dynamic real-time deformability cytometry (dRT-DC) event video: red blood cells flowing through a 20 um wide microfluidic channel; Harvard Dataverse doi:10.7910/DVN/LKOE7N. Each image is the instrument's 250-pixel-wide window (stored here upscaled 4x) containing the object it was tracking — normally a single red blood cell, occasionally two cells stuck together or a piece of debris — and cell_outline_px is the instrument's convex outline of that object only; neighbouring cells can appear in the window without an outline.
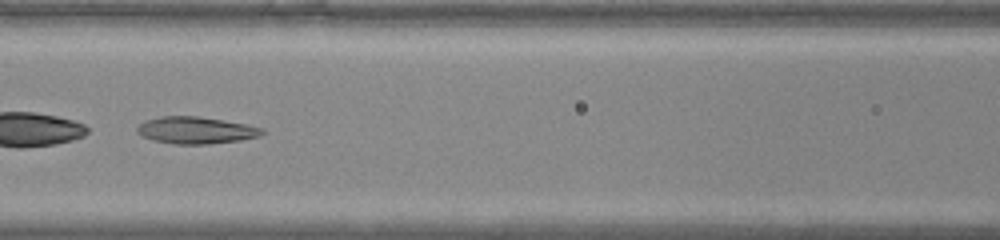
{"species": "common noctule bat (a hibernating species)", "species_latin": "Nyctalus noctula", "temperature_condition": "warm", "stored_images_in_passage": 35, "camera_frame_rate_fps": 3000, "um_per_image_px": 0.085, "animal": {"sex": "male", "body_mass_g": 20.0, "forearm_length_mm": 53.3}, "frame": {"image": 1, "passage_image": 11, "time_ms": 3.333, "image_size_px": [1000, 240], "cell_outline_px": [[264, 132], [260, 136], [240, 140], [208, 144], [172, 144], [152, 140], [140, 136], [136, 132], [136, 128], [140, 124], [148, 120], [160, 116], [196, 116], [248, 124], [264, 128]], "centroid_in_image_um": [16.64, 11.08], "position_along_channel_um": 150.0, "area_um2": 19.71}}